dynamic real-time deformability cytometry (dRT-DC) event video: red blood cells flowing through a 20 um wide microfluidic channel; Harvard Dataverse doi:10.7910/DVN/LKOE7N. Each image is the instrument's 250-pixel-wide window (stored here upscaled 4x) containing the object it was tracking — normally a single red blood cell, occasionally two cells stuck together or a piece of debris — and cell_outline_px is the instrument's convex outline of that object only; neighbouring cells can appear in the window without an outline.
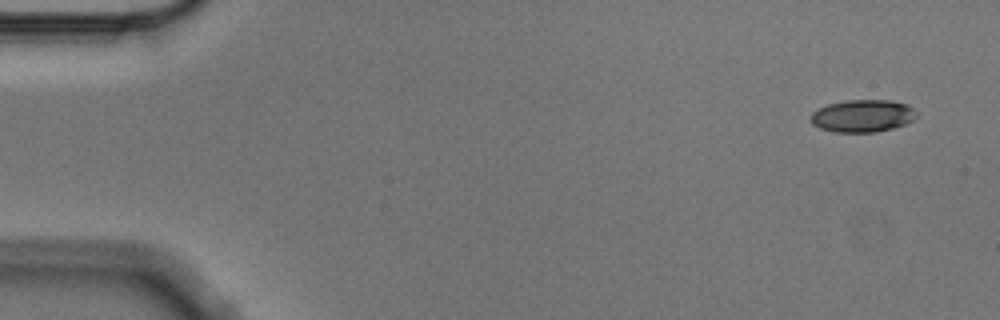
{"species": "Egyptian fruit bat (a non-hibernating species)", "species_latin": "Rousettus aegyptiacus", "temperature_condition": "cold", "stored_images_in_passage": 5, "camera_frame_rate_fps": 3000, "um_per_image_px": 0.085, "animal": {"sex": "male"}, "frame": {"image": 1, "passage_image": 1, "time_ms": 0.0, "image_size_px": [1000, 320], "cell_outline_px": [[916, 116], [912, 120], [904, 124], [892, 128], [876, 132], [832, 132], [820, 128], [812, 124], [808, 120], [808, 116], [812, 112], [828, 104], [848, 100], [888, 100], [904, 104], [912, 108], [916, 112]], "centroid_in_image_um": [73.25, 9.86], "position_along_channel_um": 11.8, "area_um2": 19.94}}